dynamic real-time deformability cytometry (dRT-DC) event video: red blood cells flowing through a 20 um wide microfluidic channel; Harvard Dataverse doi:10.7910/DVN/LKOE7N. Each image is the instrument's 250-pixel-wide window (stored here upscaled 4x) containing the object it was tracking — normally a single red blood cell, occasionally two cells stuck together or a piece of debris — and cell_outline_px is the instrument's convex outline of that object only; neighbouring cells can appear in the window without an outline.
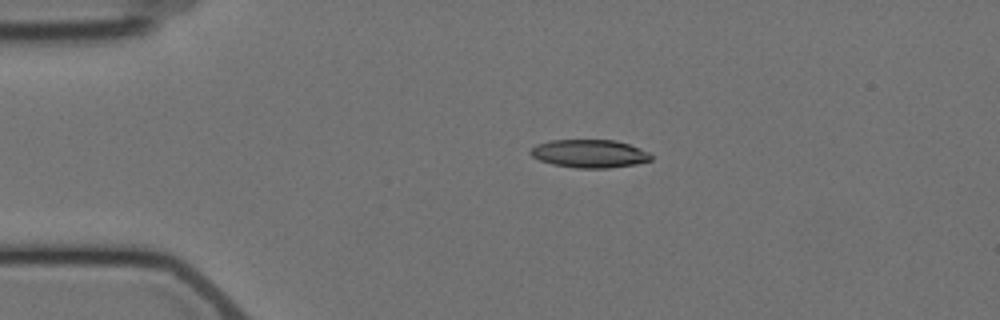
{"species": "Egyptian fruit bat (a non-hibernating species)", "species_latin": "Rousettus aegyptiacus", "temperature_condition": "cold", "stored_images_in_passage": 4, "camera_frame_rate_fps": 3000, "um_per_image_px": 0.085, "animal": {"sex": "female"}, "frame": {"image": 1, "passage_image": 1, "time_ms": 0.0, "image_size_px": [1000, 320], "cell_outline_px": [[652, 160], [636, 164], [608, 168], [576, 168], [552, 164], [540, 160], [532, 156], [528, 152], [536, 144], [548, 140], [616, 140], [640, 148], [648, 152], [652, 156]], "centroid_in_image_um": [50.1, 13.05], "position_along_channel_um": 34.9, "area_um2": 19.83}}
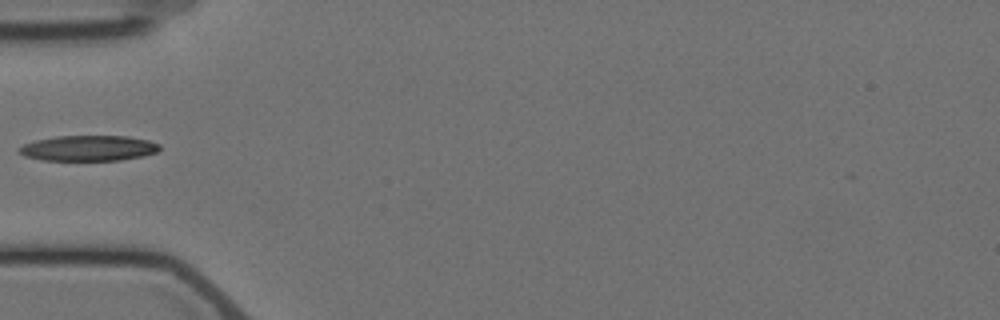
{"frame": {"image": 2, "passage_image": 3, "time_ms": 2.333, "image_size_px": [1000, 320], "cell_outline_px": [[160, 148], [156, 152], [144, 156], [120, 160], [40, 160], [24, 156], [20, 152], [20, 148], [24, 144], [36, 140], [56, 136], [128, 136], [148, 140], [160, 144]], "centroid_in_image_um": [7.55, 12.59], "position_along_channel_um": 77.5, "area_um2": 20.81}}
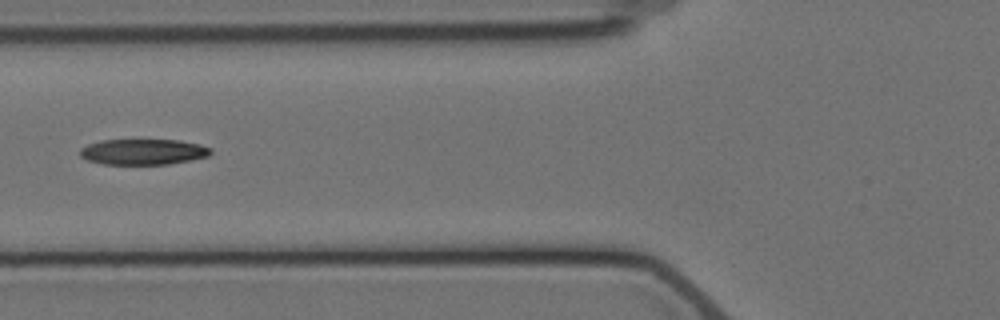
{"frame": {"image": 3, "passage_image": 4, "time_ms": 3.333, "image_size_px": [1000, 320], "cell_outline_px": [[212, 152], [208, 156], [192, 160], [168, 164], [104, 164], [88, 160], [80, 156], [80, 148], [88, 144], [100, 140], [180, 140], [200, 144], [212, 148]], "centroid_in_image_um": [12.19, 12.9], "position_along_channel_um": 113.6, "area_um2": 19.65}}